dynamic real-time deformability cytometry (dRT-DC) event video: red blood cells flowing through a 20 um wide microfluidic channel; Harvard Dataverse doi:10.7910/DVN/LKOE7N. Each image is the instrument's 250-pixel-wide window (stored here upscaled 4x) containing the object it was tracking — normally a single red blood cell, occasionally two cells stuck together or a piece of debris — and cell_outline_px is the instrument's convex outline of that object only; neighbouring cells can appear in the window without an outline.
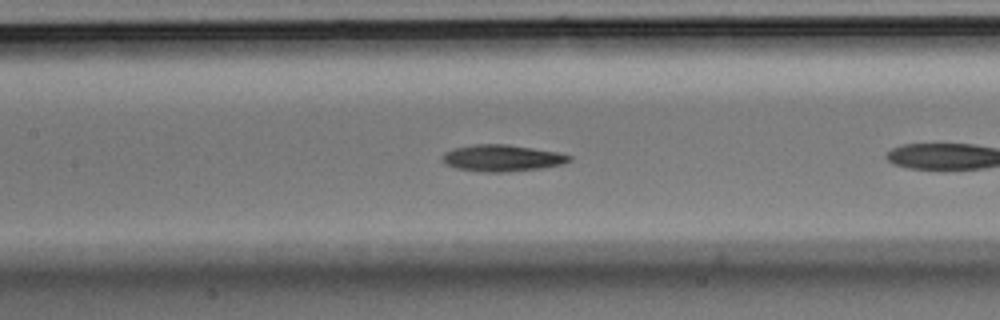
{"species": "Egyptian fruit bat (a non-hibernating species)", "species_latin": "Rousettus aegyptiacus", "temperature_condition": "room temperature", "stored_images_in_passage": 9, "camera_frame_rate_fps": 3000, "um_per_image_px": 0.085, "animal": {"sex": "male"}, "frame": {"image": 1, "passage_image": 8, "time_ms": 2.333, "image_size_px": [1000, 320], "cell_outline_px": [[572, 160], [560, 164], [540, 168], [504, 172], [484, 172], [456, 168], [444, 164], [440, 160], [440, 156], [444, 152], [452, 148], [472, 144], [508, 144], [556, 152], [572, 156]], "centroid_in_image_um": [42.58, 13.43], "position_along_channel_um": 164.8, "area_um2": 19.77}}